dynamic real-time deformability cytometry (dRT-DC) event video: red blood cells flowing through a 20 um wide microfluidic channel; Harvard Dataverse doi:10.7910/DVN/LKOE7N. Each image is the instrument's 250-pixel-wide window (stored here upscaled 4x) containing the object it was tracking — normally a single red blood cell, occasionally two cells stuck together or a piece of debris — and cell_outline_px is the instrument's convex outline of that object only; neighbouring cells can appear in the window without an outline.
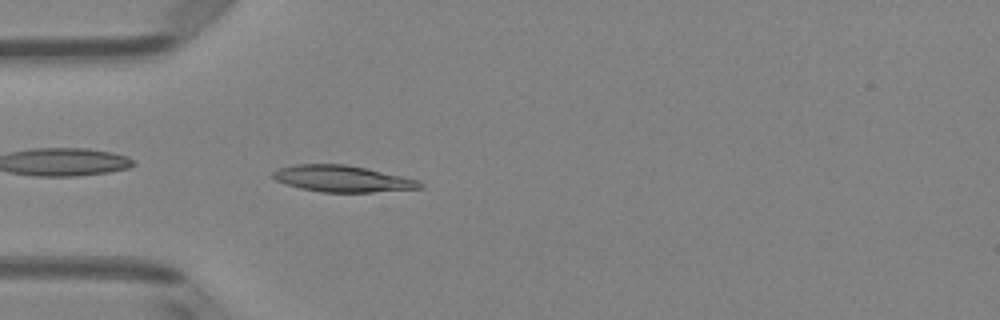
{"species": "Egyptian fruit bat (a non-hibernating species)", "species_latin": "Rousettus aegyptiacus", "temperature_condition": "room temperature", "stored_images_in_passage": 38, "camera_frame_rate_fps": 3000, "um_per_image_px": 0.085, "animal": {"sex": "female"}, "frame": {"image": 1, "passage_image": 2, "time_ms": 0.333, "image_size_px": [1000, 320], "cell_outline_px": [[424, 188], [372, 192], [320, 192], [300, 188], [276, 180], [272, 176], [272, 172], [280, 168], [296, 164], [344, 164], [368, 168], [420, 180], [424, 184]], "centroid_in_image_um": [29.16, 15.19], "position_along_channel_um": 55.8, "area_um2": 22.72}}
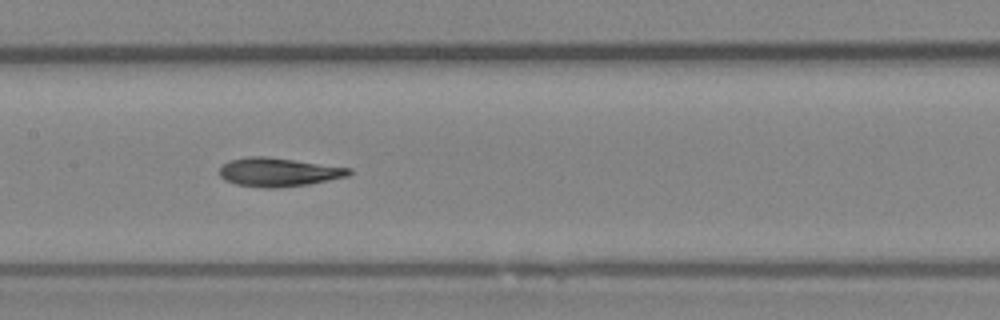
{"frame": {"image": 2, "passage_image": 12, "time_ms": 3.667, "image_size_px": [1000, 320], "cell_outline_px": [[352, 172], [348, 176], [308, 184], [276, 188], [264, 188], [236, 184], [224, 180], [220, 176], [220, 168], [228, 160], [248, 156], [268, 156], [352, 168]], "centroid_in_image_um": [23.66, 14.62], "position_along_channel_um": 183.7, "area_um2": 21.73}}
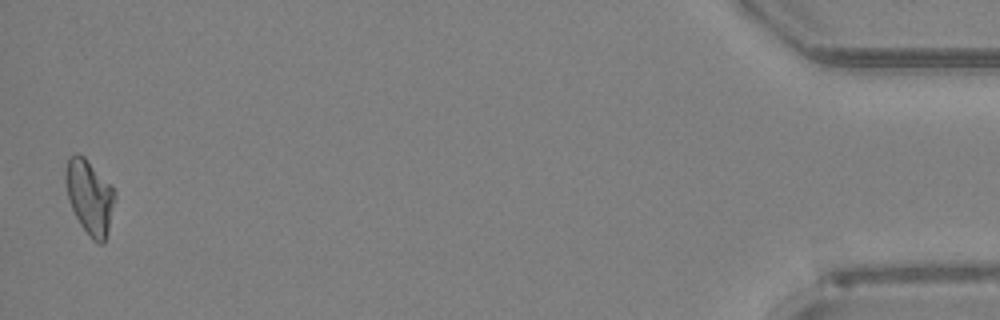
{"frame": {"image": 3, "passage_image": 37, "time_ms": 12.0, "image_size_px": [1000, 320], "cell_outline_px": [[116, 200], [104, 244], [100, 244], [92, 240], [80, 224], [68, 200], [64, 180], [64, 172], [68, 156], [76, 152], [84, 156], [112, 184], [116, 192]], "centroid_in_image_um": [7.62, 16.69], "position_along_channel_um": 427.6, "area_um2": 21.91}, "authors_computed_cell_mechanics": {"area_um2": 21.0103, "velocity_mm_per_s": 4.0033, "shape_relaxation_time_tau1_ms": 10.403, "shape_relaxation_time_tau2_ms": 4.8899, "deformation_change_tau1": 0.2254, "deformation_change_tau2": 0.1071}}